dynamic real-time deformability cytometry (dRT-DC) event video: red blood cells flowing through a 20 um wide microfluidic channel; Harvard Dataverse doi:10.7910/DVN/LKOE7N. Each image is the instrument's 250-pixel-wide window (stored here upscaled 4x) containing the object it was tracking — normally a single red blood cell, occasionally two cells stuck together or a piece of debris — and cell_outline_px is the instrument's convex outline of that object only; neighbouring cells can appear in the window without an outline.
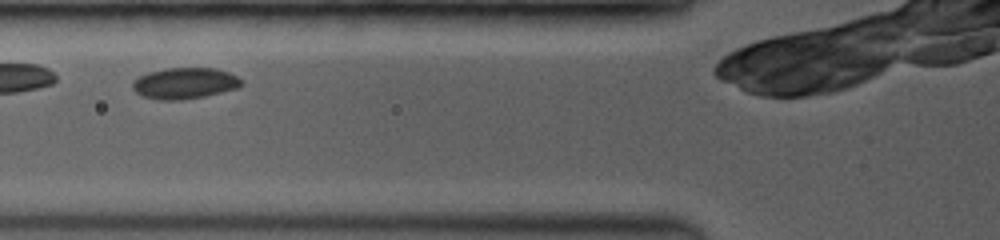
{"species": "common noctule bat (a hibernating species)", "species_latin": "Nyctalus noctula", "temperature_condition": "room temperature", "stored_images_in_passage": 17, "camera_frame_rate_fps": 3500, "um_per_image_px": 0.085, "animal": {"sex": "female", "body_mass_g": 19.0, "forearm_length_mm": 53.3}, "frame": {"image": 1, "passage_image": 6, "time_ms": 1.429, "image_size_px": [1000, 240], "cell_outline_px": [[244, 84], [240, 88], [204, 96], [180, 100], [156, 100], [140, 96], [132, 88], [132, 80], [148, 72], [164, 68], [216, 68], [228, 72], [236, 76]], "centroid_in_image_um": [15.67, 7.08], "position_along_channel_um": 110.1, "area_um2": 20.0}}